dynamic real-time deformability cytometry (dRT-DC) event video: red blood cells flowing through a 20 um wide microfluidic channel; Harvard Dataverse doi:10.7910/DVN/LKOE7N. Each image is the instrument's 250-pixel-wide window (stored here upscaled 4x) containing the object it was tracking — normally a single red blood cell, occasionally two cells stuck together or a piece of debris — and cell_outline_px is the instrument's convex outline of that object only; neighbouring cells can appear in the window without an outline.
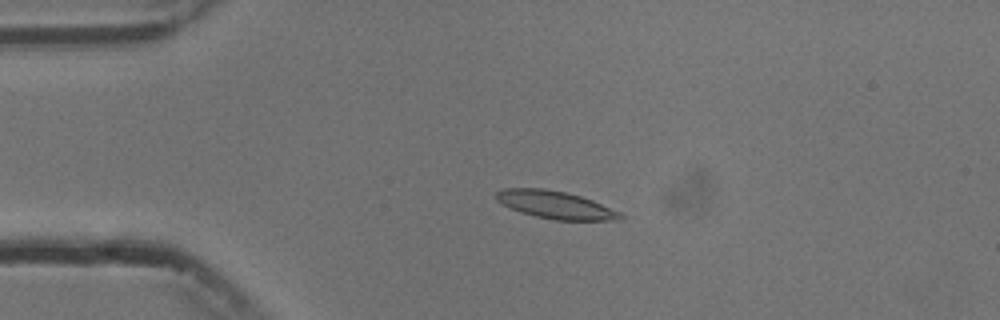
{"species": "common noctule bat (a hibernating species)", "species_latin": "Nyctalus noctula", "temperature_condition": "cold", "stored_images_in_passage": 4, "camera_frame_rate_fps": 3000, "um_per_image_px": 0.085, "animal": {"sex": "male", "body_mass_g": 13.3}, "frame": {"image": 1, "passage_image": 3, "time_ms": 2.333, "image_size_px": [1000, 320], "cell_outline_px": [[624, 216], [620, 220], [556, 220], [536, 216], [520, 212], [496, 200], [492, 196], [496, 192], [504, 188], [544, 188], [564, 192], [580, 196], [592, 200], [620, 212]], "centroid_in_image_um": [47.19, 17.4], "position_along_channel_um": 37.8, "area_um2": 19.88}}